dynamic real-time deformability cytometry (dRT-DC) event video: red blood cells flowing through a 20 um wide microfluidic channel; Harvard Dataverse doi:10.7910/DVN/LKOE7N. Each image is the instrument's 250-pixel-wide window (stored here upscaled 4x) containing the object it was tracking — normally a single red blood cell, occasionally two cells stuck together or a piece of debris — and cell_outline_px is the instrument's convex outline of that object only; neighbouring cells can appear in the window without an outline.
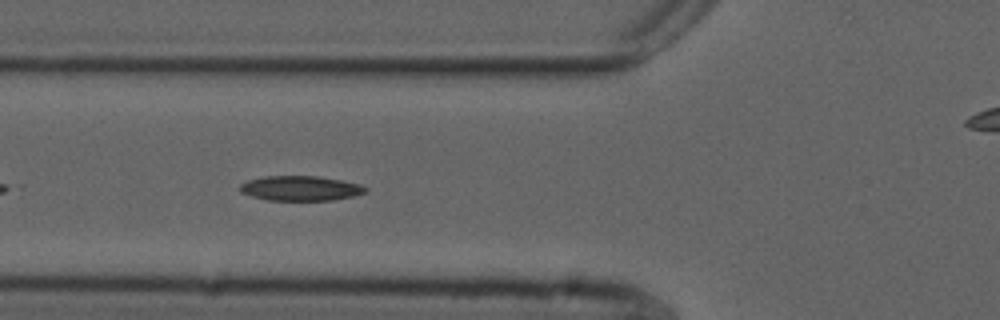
{"species": "common noctule bat (a hibernating species)", "species_latin": "Nyctalus noctula", "temperature_condition": "cold", "stored_images_in_passage": 34, "camera_frame_rate_fps": 3000, "um_per_image_px": 0.085, "animal": {"sex": "male", "forearm_length_mm": 52.5}, "frame": {"image": 1, "passage_image": 7, "time_ms": 2.0, "image_size_px": [1000, 320], "cell_outline_px": [[368, 192], [356, 196], [332, 200], [268, 200], [252, 196], [240, 192], [240, 184], [248, 180], [264, 176], [316, 176], [340, 180], [356, 184], [368, 188]], "centroid_in_image_um": [25.54, 16.01], "position_along_channel_um": 100.3, "area_um2": 18.09}}
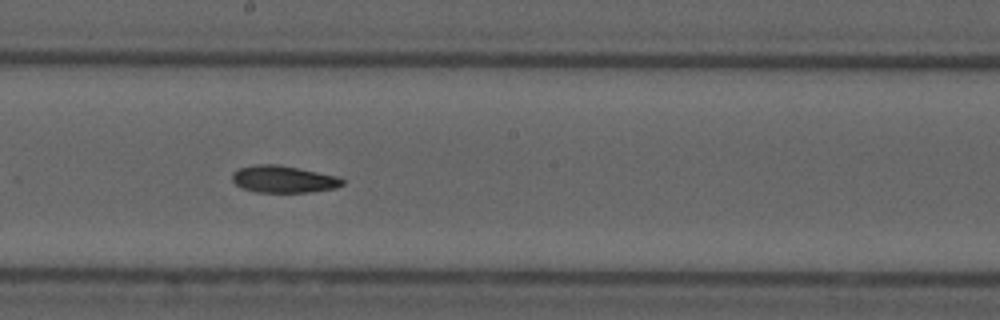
{"frame": {"image": 2, "passage_image": 17, "time_ms": 5.333, "image_size_px": [1000, 320], "cell_outline_px": [[344, 184], [336, 188], [308, 192], [256, 192], [240, 188], [232, 180], [232, 172], [240, 168], [256, 164], [276, 164], [336, 176], [344, 180]], "centroid_in_image_um": [24.05, 15.24], "position_along_channel_um": 224.1, "area_um2": 17.22}}
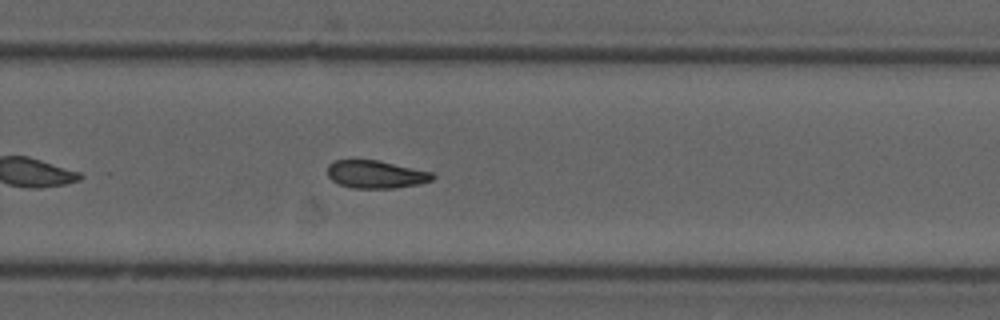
{"frame": {"image": 3, "passage_image": 23, "time_ms": 7.333, "image_size_px": [1000, 320], "cell_outline_px": [[436, 176], [432, 180], [420, 184], [396, 188], [352, 188], [340, 184], [332, 180], [328, 176], [328, 164], [336, 160], [380, 160], [432, 172]], "centroid_in_image_um": [31.97, 14.82], "position_along_channel_um": 297.8, "area_um2": 17.11}, "authors_computed_cell_mechanics": {"area_um2": 17.6001, "velocity_mm_per_s": 3.7118, "shape_relaxation_time_tau1_ms": 11.3668, "shape_relaxation_time_tau2_ms": null, "deformation_change_tau1": 0.2037, "deformation_change_tau2": null}}